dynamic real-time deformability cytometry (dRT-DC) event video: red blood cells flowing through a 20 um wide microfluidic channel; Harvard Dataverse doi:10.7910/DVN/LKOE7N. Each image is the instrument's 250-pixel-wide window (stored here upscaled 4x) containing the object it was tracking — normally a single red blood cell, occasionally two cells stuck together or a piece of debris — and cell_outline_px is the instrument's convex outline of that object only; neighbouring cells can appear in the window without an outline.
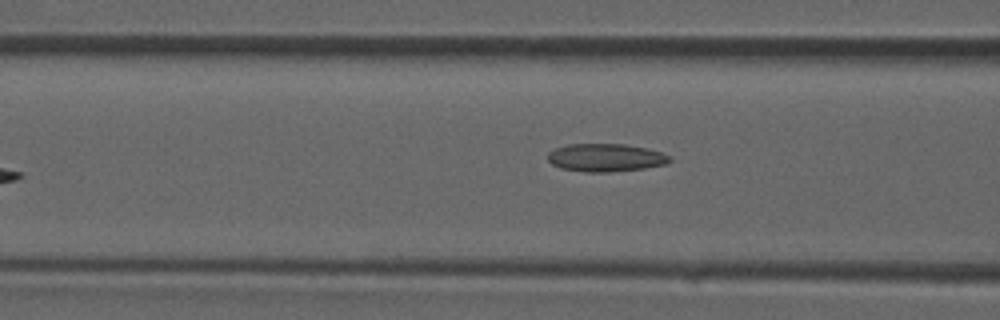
{"species": "common noctule bat (a hibernating species)", "species_latin": "Nyctalus noctula", "temperature_condition": "room temperature", "stored_images_in_passage": 6, "camera_frame_rate_fps": 3000, "um_per_image_px": 0.085, "animal": {"sex": "male", "forearm_length_mm": 52.5}, "frame": {"image": 1, "passage_image": 6, "time_ms": 6.0, "image_size_px": [1000, 320], "cell_outline_px": [[672, 160], [664, 164], [644, 168], [608, 172], [588, 172], [560, 168], [552, 164], [548, 160], [548, 152], [556, 148], [568, 144], [624, 144], [648, 148], [660, 152], [668, 156]], "centroid_in_image_um": [51.45, 13.39], "position_along_channel_um": 115.1, "area_um2": 19.71}}